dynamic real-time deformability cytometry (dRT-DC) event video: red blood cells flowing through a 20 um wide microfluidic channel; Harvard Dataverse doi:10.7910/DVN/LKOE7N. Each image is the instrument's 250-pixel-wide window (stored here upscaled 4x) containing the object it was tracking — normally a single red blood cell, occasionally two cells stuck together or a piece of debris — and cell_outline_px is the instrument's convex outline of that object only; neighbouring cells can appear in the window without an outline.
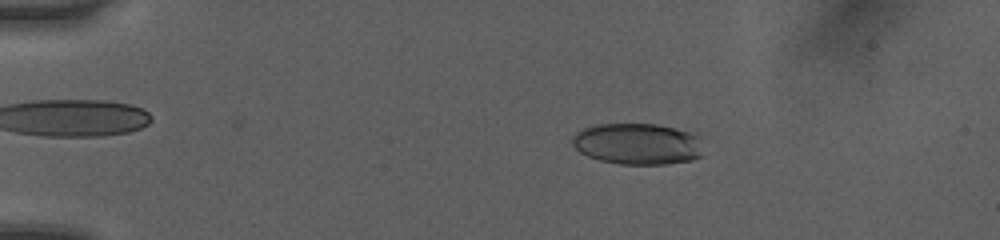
{"species": "human", "species_latin": "Homo sapiens", "temperature_condition": "room temperature", "stored_images_in_passage": 51, "camera_frame_rate_fps": 3000, "um_per_image_px": 0.085, "donor": {"sex": "female"}, "frame": {"image": 1, "passage_image": 10, "time_ms": 3.0, "image_size_px": [1000, 240], "cell_outline_px": [[700, 156], [692, 160], [668, 164], [620, 164], [600, 160], [588, 156], [580, 152], [572, 144], [572, 136], [576, 132], [584, 128], [596, 124], [656, 124], [688, 132], [700, 136]], "centroid_in_image_um": [54.16, 12.23], "position_along_channel_um": 30.8, "area_um2": 31.39}}
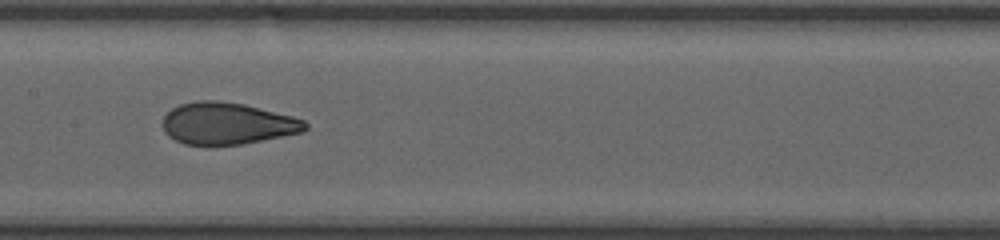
{"frame": {"image": 2, "passage_image": 27, "time_ms": 8.667, "image_size_px": [1000, 240], "cell_outline_px": [[308, 128], [304, 132], [240, 144], [184, 144], [168, 136], [164, 132], [164, 116], [172, 108], [180, 104], [196, 100], [216, 100], [244, 104], [292, 116], [304, 120], [308, 124]], "centroid_in_image_um": [19.33, 10.48], "position_along_channel_um": 188.1, "area_um2": 34.51}}
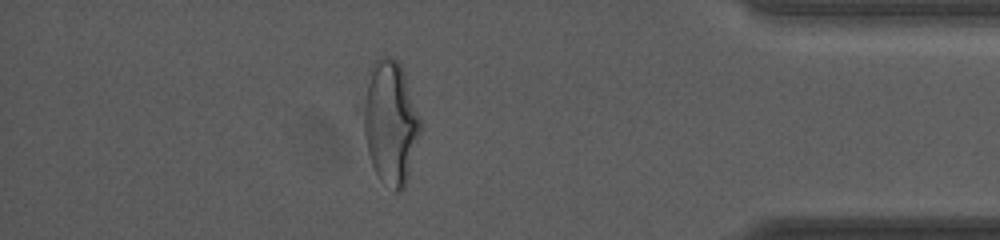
{"frame": {"image": 3, "passage_image": 45, "time_ms": 14.667, "image_size_px": [1000, 240], "cell_outline_px": [[420, 132], [408, 176], [404, 188], [400, 192], [396, 192], [380, 180], [372, 164], [368, 152], [356, 108], [356, 104], [368, 72], [372, 64], [380, 56], [388, 56], [396, 60], [400, 64], [404, 72], [420, 120]], "centroid_in_image_um": [33.06, 10.34], "position_along_channel_um": 402.1, "area_um2": 42.43}, "authors_computed_cell_mechanics": {"area_um2": 34.8534, "velocity_mm_per_s": 4.0796, "shape_relaxation_time_tau1_ms": 6.4142, "shape_relaxation_time_tau2_ms": 0.8483, "deformation_change_tau1": 0.2203, "deformation_change_tau2": 0.0754}}